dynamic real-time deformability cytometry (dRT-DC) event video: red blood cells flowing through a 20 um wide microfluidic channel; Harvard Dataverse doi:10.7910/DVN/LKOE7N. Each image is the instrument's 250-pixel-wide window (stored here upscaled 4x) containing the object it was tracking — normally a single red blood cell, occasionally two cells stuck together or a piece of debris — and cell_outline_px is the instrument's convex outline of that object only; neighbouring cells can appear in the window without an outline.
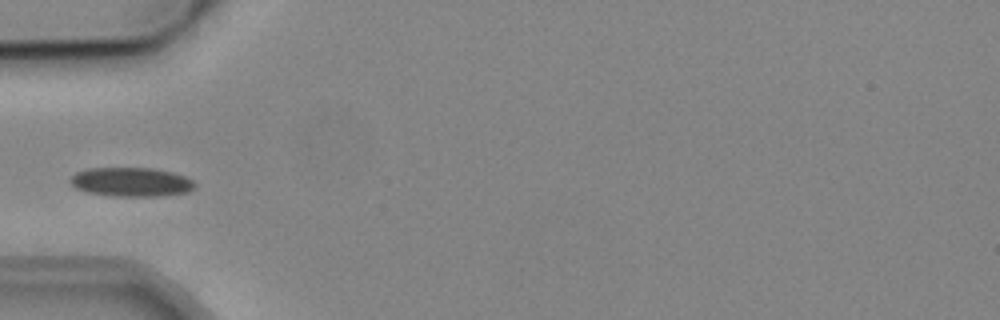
{"species": "common noctule bat (a hibernating species)", "species_latin": "Nyctalus noctula", "temperature_condition": "cold", "stored_images_in_passage": 5, "camera_frame_rate_fps": 3000, "um_per_image_px": 0.085, "animal": {"sex": "male", "body_mass_g": 19.2, "forearm_length_mm": 51.8}, "frame": {"image": 1, "passage_image": 4, "time_ms": 3.333, "image_size_px": [1000, 320], "cell_outline_px": [[196, 188], [188, 192], [156, 196], [112, 196], [88, 192], [76, 188], [68, 180], [76, 172], [88, 168], [152, 168], [172, 172], [184, 176], [192, 180], [196, 184]], "centroid_in_image_um": [11.16, 15.47], "position_along_channel_um": 73.8, "area_um2": 21.1}}
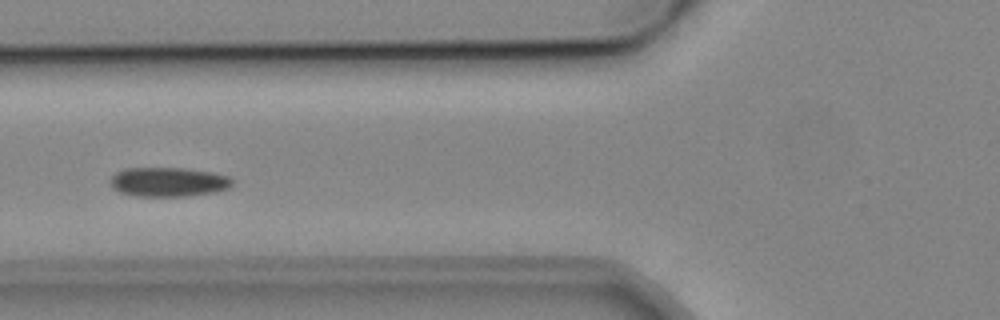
{"frame": {"image": 2, "passage_image": 5, "time_ms": 4.333, "image_size_px": [1000, 320], "cell_outline_px": [[232, 184], [228, 188], [216, 192], [184, 196], [136, 196], [120, 192], [112, 188], [112, 176], [116, 172], [124, 168], [184, 168], [212, 172], [228, 176], [232, 180]], "centroid_in_image_um": [14.31, 15.46], "position_along_channel_um": 111.5, "area_um2": 20.75}}